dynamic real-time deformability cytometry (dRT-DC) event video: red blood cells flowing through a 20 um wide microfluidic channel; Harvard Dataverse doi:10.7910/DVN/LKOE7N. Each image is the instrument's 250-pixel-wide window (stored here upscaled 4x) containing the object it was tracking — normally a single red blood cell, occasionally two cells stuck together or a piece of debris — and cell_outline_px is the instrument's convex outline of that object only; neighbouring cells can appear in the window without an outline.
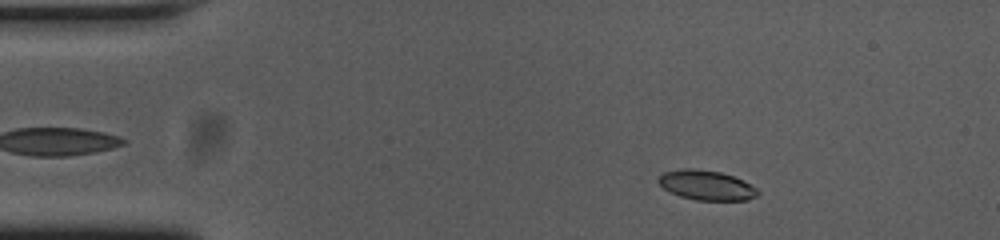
{"species": "common noctule bat (a hibernating species)", "species_latin": "Nyctalus noctula", "temperature_condition": "cold", "stored_images_in_passage": 53, "camera_frame_rate_fps": 3000, "um_per_image_px": 0.085, "animal": {"sex": "female", "body_mass_g": 23.0, "forearm_length_mm": 53.4}, "frame": {"image": 1, "passage_image": 7, "time_ms": 2.0, "image_size_px": [1000, 240], "cell_outline_px": [[760, 192], [756, 196], [748, 200], [696, 200], [680, 196], [664, 188], [656, 180], [664, 172], [684, 168], [692, 168], [720, 172], [732, 176], [756, 188]], "centroid_in_image_um": [60.03, 15.74], "position_along_channel_um": 25.0, "area_um2": 16.94}}
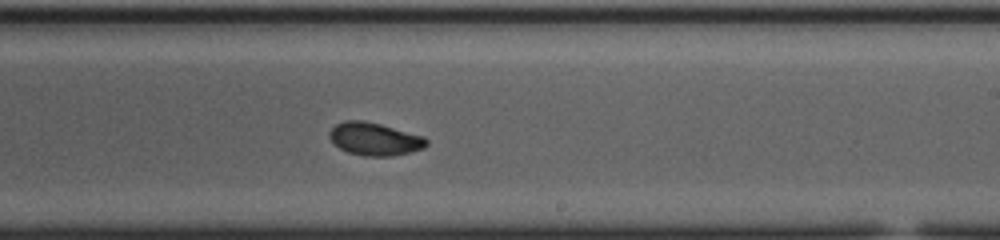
{"frame": {"image": 2, "passage_image": 31, "time_ms": 10.0, "image_size_px": [1000, 240], "cell_outline_px": [[428, 144], [424, 148], [392, 156], [364, 156], [348, 152], [340, 148], [328, 136], [328, 132], [336, 124], [344, 120], [364, 120], [380, 124], [424, 136], [428, 140]], "centroid_in_image_um": [31.84, 11.81], "position_along_channel_um": 257.2, "area_um2": 18.5}}
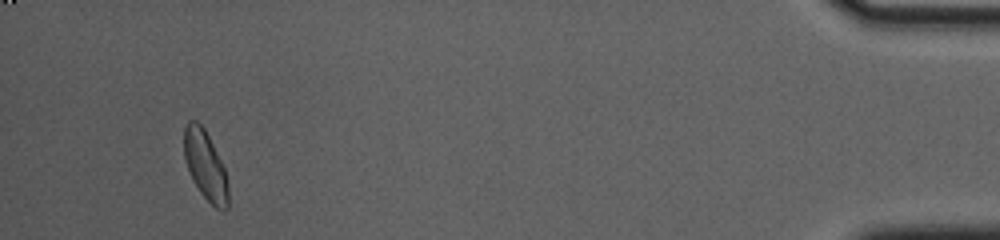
{"frame": {"image": 3, "passage_image": 50, "time_ms": 16.333, "image_size_px": [1000, 240], "cell_outline_px": [[228, 208], [216, 208], [200, 192], [188, 168], [184, 156], [184, 128], [188, 120], [196, 120], [204, 128], [224, 168], [228, 180]], "centroid_in_image_um": [17.45, 14.03], "position_along_channel_um": 417.7, "area_um2": 17.34}, "authors_computed_cell_mechanics": {"area_um2": 18.0336, "velocity_mm_per_s": 3.7391, "shape_relaxation_time_tau1_ms": 5.8788, "shape_relaxation_time_tau2_ms": 2.8875, "deformation_change_tau1": 0.1474, "deformation_change_tau2": 0.0614}}